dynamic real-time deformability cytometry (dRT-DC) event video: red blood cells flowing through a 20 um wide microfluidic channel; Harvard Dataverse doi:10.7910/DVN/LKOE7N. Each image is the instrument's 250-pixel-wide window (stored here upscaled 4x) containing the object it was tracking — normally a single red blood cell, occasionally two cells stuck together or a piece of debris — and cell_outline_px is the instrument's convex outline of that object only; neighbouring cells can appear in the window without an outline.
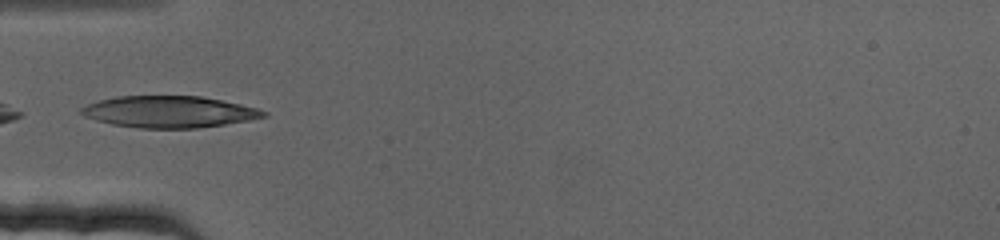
{"species": "human", "species_latin": "Homo sapiens", "temperature_condition": "cold", "stored_images_in_passage": 46, "camera_frame_rate_fps": 3000, "um_per_image_px": 0.085, "donor": {"sex": "female"}, "frame": {"image": 1, "passage_image": 1, "time_ms": 0.0, "image_size_px": [1000, 240], "cell_outline_px": [[268, 116], [248, 120], [224, 124], [196, 128], [140, 128], [112, 124], [96, 120], [84, 116], [80, 112], [80, 108], [88, 104], [100, 100], [116, 96], [200, 96], [240, 104], [256, 108], [268, 112]], "centroid_in_image_um": [14.36, 9.5], "position_along_channel_um": 70.6, "area_um2": 33.35}}
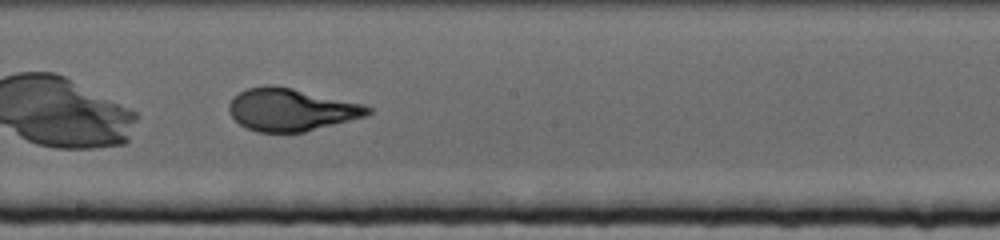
{"frame": {"image": 2, "passage_image": 17, "time_ms": 5.333, "image_size_px": [1000, 240], "cell_outline_px": [[372, 112], [368, 116], [304, 132], [256, 132], [240, 124], [232, 116], [228, 108], [228, 104], [240, 92], [248, 88], [268, 84], [272, 84], [292, 88], [364, 104], [372, 108]], "centroid_in_image_um": [24.78, 9.32], "position_along_channel_um": 223.4, "area_um2": 34.33}}
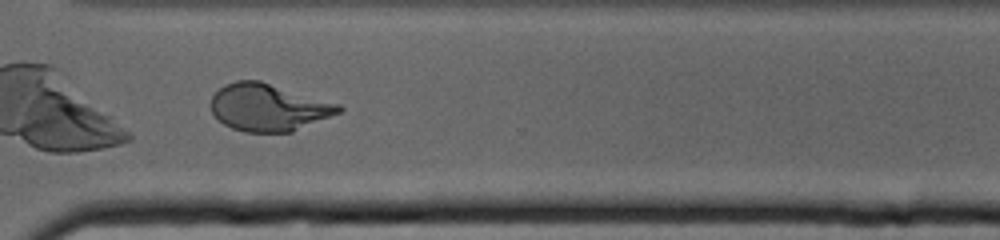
{"frame": {"image": 3, "passage_image": 30, "time_ms": 9.667, "image_size_px": [1000, 240], "cell_outline_px": [[344, 108], [340, 112], [292, 132], [244, 132], [232, 128], [224, 124], [212, 112], [212, 96], [224, 84], [236, 80], [260, 80], [340, 104]], "centroid_in_image_um": [22.82, 9.12], "position_along_channel_um": 347.8, "area_um2": 35.03}}